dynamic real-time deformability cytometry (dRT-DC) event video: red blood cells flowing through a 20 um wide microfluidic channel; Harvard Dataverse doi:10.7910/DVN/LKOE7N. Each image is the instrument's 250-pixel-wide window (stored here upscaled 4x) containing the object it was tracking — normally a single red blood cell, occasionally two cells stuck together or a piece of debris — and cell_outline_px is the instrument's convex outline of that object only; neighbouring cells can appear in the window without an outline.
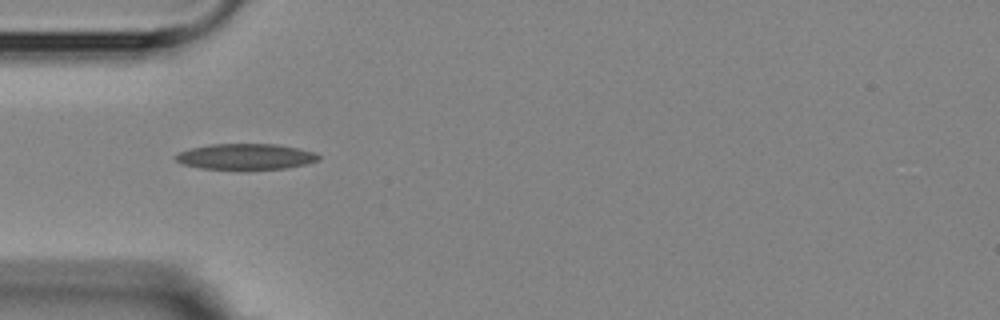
{"species": "Egyptian fruit bat (a non-hibernating species)", "species_latin": "Rousettus aegyptiacus", "temperature_condition": "room temperature", "stored_images_in_passage": 2, "camera_frame_rate_fps": 3000, "um_per_image_px": 0.085, "animal": {"sex": "female"}, "frame": {"image": 1, "passage_image": 1, "time_ms": 0.0, "image_size_px": [1000, 320], "cell_outline_px": [[320, 160], [308, 164], [288, 168], [200, 168], [184, 164], [176, 160], [172, 156], [180, 152], [192, 148], [212, 144], [276, 144], [316, 152], [320, 156]], "centroid_in_image_um": [20.93, 13.3], "position_along_channel_um": 64.1, "area_um2": 21.15}}
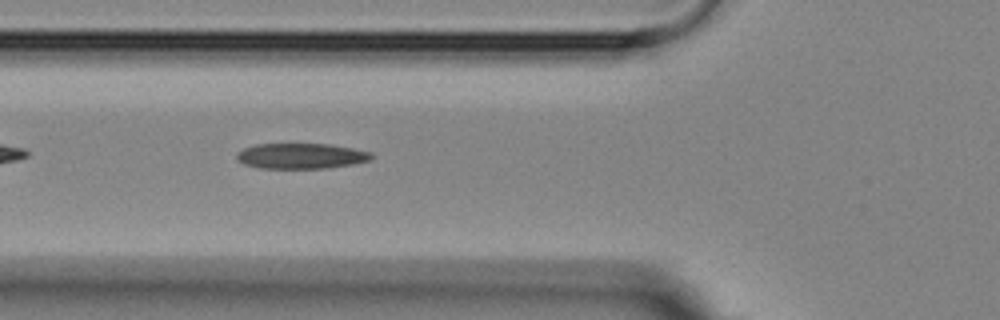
{"frame": {"image": 2, "passage_image": 2, "time_ms": 1.0, "image_size_px": [1000, 320], "cell_outline_px": [[372, 160], [352, 164], [328, 168], [260, 168], [244, 164], [236, 160], [236, 152], [244, 148], [256, 144], [328, 144], [352, 148], [372, 152]], "centroid_in_image_um": [25.57, 13.26], "position_along_channel_um": 100.2, "area_um2": 20.06}}